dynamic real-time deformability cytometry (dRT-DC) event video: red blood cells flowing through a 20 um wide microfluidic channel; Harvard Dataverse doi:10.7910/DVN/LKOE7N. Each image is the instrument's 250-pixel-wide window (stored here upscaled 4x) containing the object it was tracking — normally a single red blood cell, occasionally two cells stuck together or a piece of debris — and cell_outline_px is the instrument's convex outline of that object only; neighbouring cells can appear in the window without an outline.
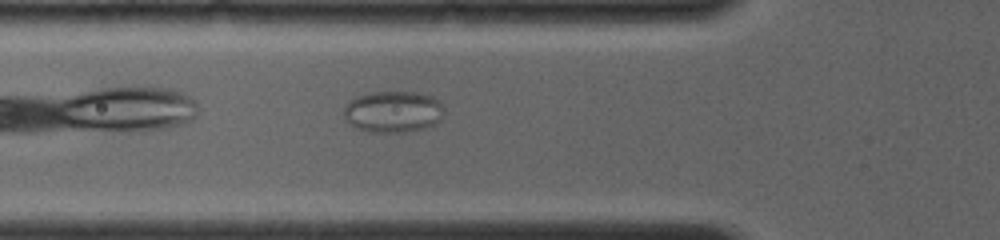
{"species": "common noctule bat (a hibernating species)", "species_latin": "Nyctalus noctula", "temperature_condition": "room temperature", "stored_images_in_passage": 14, "camera_frame_rate_fps": 4000, "um_per_image_px": 0.085, "animal": {"sex": "female", "body_mass_g": 19.0, "forearm_length_mm": 56.7}, "frame": {"image": 1, "passage_image": 5, "time_ms": 1.25, "image_size_px": [1000, 240], "cell_outline_px": [[444, 112], [440, 120], [436, 124], [424, 128], [404, 132], [372, 132], [356, 128], [348, 124], [344, 116], [344, 108], [356, 96], [372, 92], [416, 92], [432, 96], [440, 100], [444, 104]], "centroid_in_image_um": [33.45, 9.49], "position_along_channel_um": 92.3, "area_um2": 24.45}}